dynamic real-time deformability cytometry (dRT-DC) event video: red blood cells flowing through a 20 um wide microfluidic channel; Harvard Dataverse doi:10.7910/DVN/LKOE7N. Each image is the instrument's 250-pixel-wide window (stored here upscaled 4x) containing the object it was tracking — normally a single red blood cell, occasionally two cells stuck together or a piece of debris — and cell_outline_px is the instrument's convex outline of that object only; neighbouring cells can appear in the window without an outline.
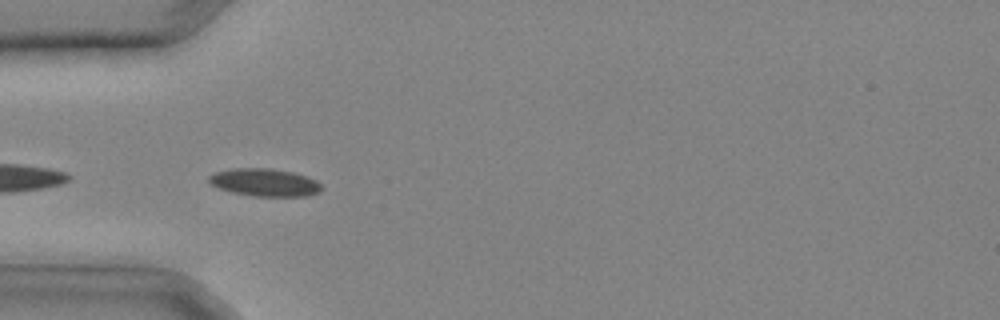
{"species": "common noctule bat (a hibernating species)", "species_latin": "Nyctalus noctula", "temperature_condition": "cold", "stored_images_in_passage": 28, "camera_frame_rate_fps": 3000, "um_per_image_px": 0.085, "animal": {"sex": "male", "body_mass_g": 20.4}, "frame": {"image": 1, "passage_image": 6, "time_ms": 1.667, "image_size_px": [1000, 320], "cell_outline_px": [[324, 188], [320, 192], [308, 196], [252, 196], [232, 192], [220, 188], [212, 184], [208, 180], [208, 176], [216, 172], [236, 168], [272, 168], [292, 172], [308, 176], [316, 180]], "centroid_in_image_um": [22.55, 15.51], "position_along_channel_um": 62.5, "area_um2": 18.21}}
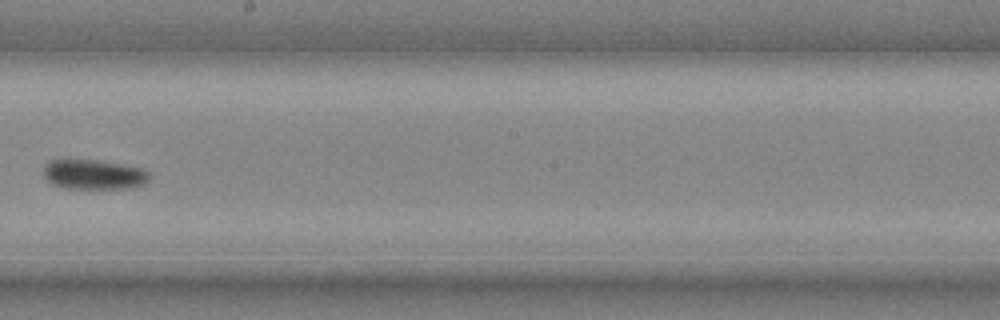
{"frame": {"image": 2, "passage_image": 15, "time_ms": 4.667, "image_size_px": [1000, 320], "cell_outline_px": [[148, 180], [144, 184], [132, 188], [64, 188], [52, 184], [44, 176], [44, 168], [52, 160], [96, 160], [124, 164], [144, 168], [148, 172]], "centroid_in_image_um": [8.01, 14.83], "position_along_channel_um": 240.2, "area_um2": 18.26}}
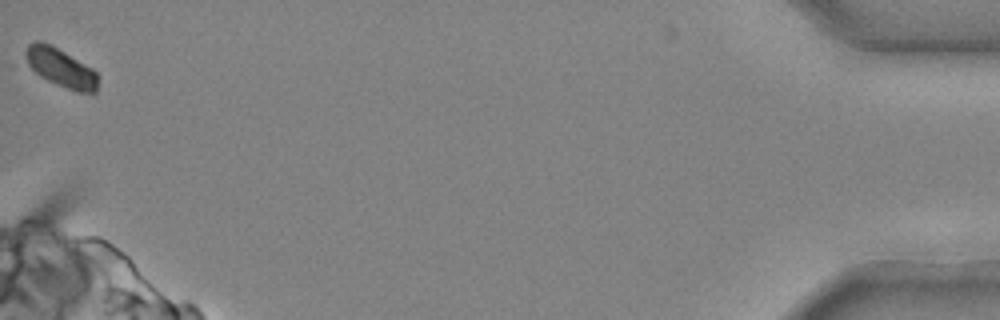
{"frame": {"image": 3, "passage_image": 28, "time_ms": 9.0, "image_size_px": [1000, 320], "cell_outline_px": [[96, 92], [92, 96], [76, 92], [48, 80], [40, 76], [28, 64], [24, 56], [24, 52], [28, 44], [36, 40], [40, 40], [52, 44], [92, 68], [96, 72]], "centroid_in_image_um": [5.16, 5.75], "position_along_channel_um": 430.0, "area_um2": 16.47}}